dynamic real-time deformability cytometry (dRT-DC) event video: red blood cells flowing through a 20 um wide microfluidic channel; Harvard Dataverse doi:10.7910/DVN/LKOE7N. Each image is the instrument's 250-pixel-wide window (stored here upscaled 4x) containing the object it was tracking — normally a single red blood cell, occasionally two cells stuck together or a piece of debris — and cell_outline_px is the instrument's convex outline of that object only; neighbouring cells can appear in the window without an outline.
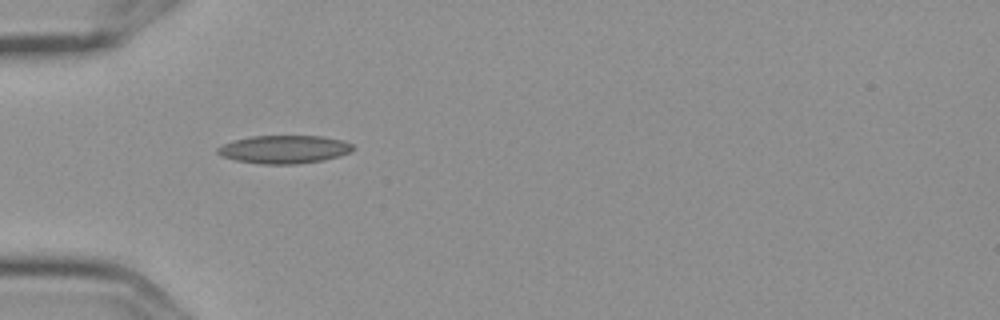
{"species": "Egyptian fruit bat (a non-hibernating species)", "species_latin": "Rousettus aegyptiacus", "temperature_condition": "cold", "stored_images_in_passage": 2, "camera_frame_rate_fps": 3000, "um_per_image_px": 0.085, "frame": {"image": 1, "passage_image": 1, "time_ms": 0.0, "image_size_px": [1000, 320], "cell_outline_px": [[356, 148], [352, 152], [340, 156], [324, 160], [296, 164], [260, 164], [236, 160], [224, 156], [216, 152], [216, 148], [232, 140], [252, 136], [320, 136], [344, 140], [352, 144]], "centroid_in_image_um": [24.2, 12.69], "position_along_channel_um": 60.8, "area_um2": 22.31}}
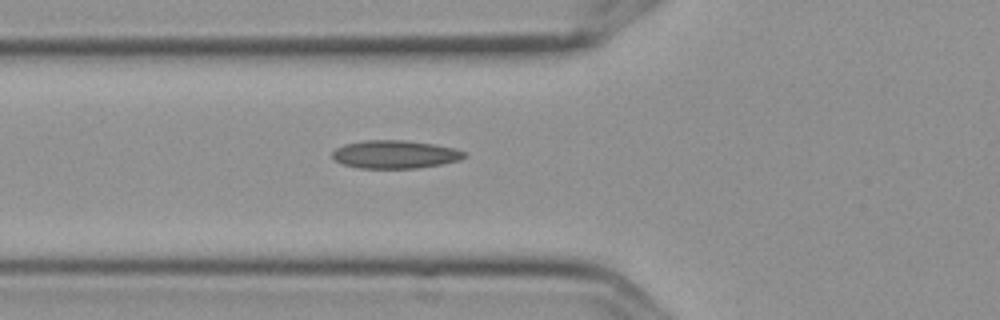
{"frame": {"image": 2, "passage_image": 2, "time_ms": 0.333, "image_size_px": [1000, 320], "cell_outline_px": [[464, 156], [460, 160], [440, 164], [416, 168], [360, 168], [344, 164], [336, 160], [332, 156], [332, 152], [336, 148], [344, 144], [364, 140], [404, 140], [436, 144], [456, 148], [464, 152]], "centroid_in_image_um": [33.57, 13.11], "position_along_channel_um": 92.2, "area_um2": 21.5}}